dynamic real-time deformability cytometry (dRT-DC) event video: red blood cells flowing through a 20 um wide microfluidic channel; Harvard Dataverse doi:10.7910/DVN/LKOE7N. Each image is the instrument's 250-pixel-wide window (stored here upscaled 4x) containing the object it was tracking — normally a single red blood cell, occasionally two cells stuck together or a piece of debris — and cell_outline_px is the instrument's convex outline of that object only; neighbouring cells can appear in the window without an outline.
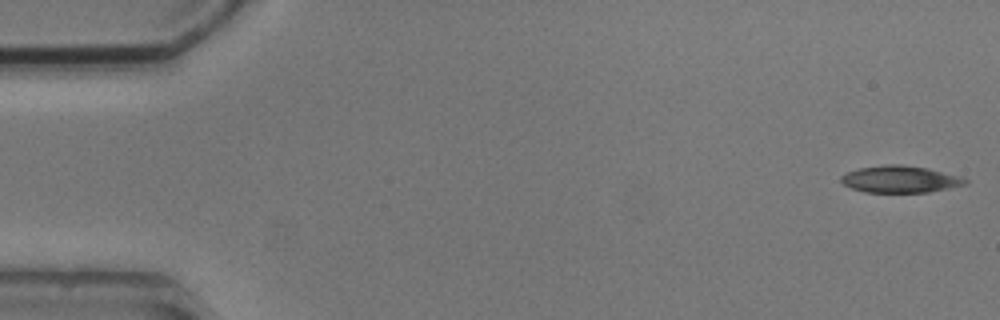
{"species": "common noctule bat (a hibernating species)", "species_latin": "Nyctalus noctula", "temperature_condition": "cold", "stored_images_in_passage": 5, "camera_frame_rate_fps": 3000, "um_per_image_px": 0.085, "animal": {"sex": "male", "body_mass_g": 20.5, "forearm_length_mm": 52.5}, "frame": {"image": 1, "passage_image": 1, "time_ms": 0.0, "image_size_px": [1000, 320], "cell_outline_px": [[968, 184], [928, 192], [864, 192], [852, 188], [844, 184], [840, 180], [840, 176], [848, 172], [860, 168], [888, 164], [900, 164], [928, 168], [960, 176], [968, 180]], "centroid_in_image_um": [76.53, 15.23], "position_along_channel_um": 8.5, "area_um2": 19.36}}
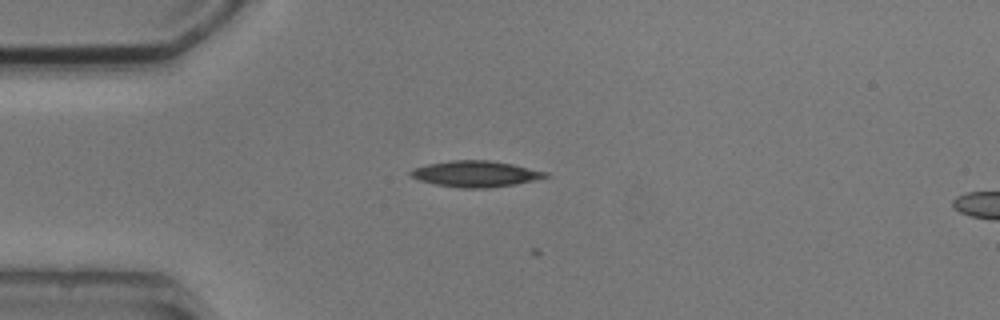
{"frame": {"image": 2, "passage_image": 4, "time_ms": 4.0, "image_size_px": [1000, 320], "cell_outline_px": [[552, 176], [536, 180], [516, 184], [488, 188], [460, 188], [436, 184], [420, 180], [412, 176], [408, 172], [412, 168], [428, 164], [452, 160], [488, 160], [512, 164], [548, 172]], "centroid_in_image_um": [40.47, 14.78], "position_along_channel_um": 44.5, "area_um2": 20.52}}